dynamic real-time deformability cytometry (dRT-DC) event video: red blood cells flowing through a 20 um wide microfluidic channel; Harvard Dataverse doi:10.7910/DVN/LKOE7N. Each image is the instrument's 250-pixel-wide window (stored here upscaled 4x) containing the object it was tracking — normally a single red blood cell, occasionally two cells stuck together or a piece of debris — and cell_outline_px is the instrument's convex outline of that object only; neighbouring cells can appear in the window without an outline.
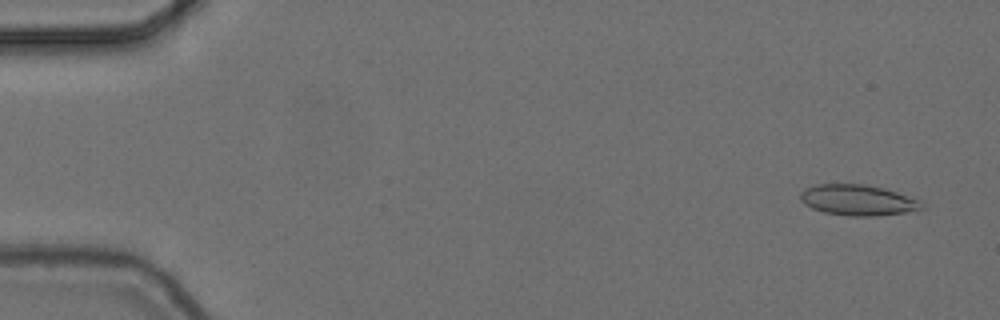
{"species": "common noctule bat (a hibernating species)", "species_latin": "Nyctalus noctula", "temperature_condition": "cold", "stored_images_in_passage": 5, "camera_frame_rate_fps": 3000, "um_per_image_px": 0.085, "animal": {"sex": "female", "body_mass_g": 24.6, "forearm_length_mm": 56.2}, "frame": {"image": 1, "passage_image": 1, "time_ms": 0.0, "image_size_px": [1000, 320], "cell_outline_px": [[924, 208], [904, 212], [876, 216], [848, 216], [824, 212], [812, 208], [804, 204], [800, 200], [800, 192], [804, 188], [816, 184], [864, 184], [884, 188], [920, 200]], "centroid_in_image_um": [72.87, 17.0], "position_along_channel_um": 12.1, "area_um2": 21.73}}